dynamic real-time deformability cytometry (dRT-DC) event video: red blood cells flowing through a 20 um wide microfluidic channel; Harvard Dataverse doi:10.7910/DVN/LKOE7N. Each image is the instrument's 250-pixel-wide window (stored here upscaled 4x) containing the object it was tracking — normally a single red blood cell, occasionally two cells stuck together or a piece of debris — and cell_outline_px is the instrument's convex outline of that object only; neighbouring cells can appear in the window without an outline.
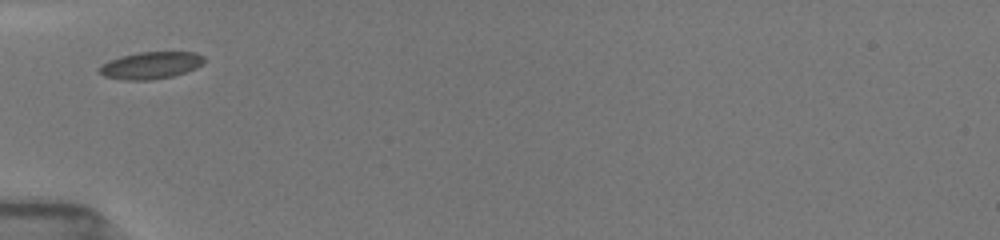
{"species": "common noctule bat (a hibernating species)", "species_latin": "Nyctalus noctula", "temperature_condition": "room temperature", "stored_images_in_passage": 2, "camera_frame_rate_fps": 3000, "um_per_image_px": 0.085, "animal": {"sex": "female", "body_mass_g": 19.5, "forearm_length_mm": 54.1}, "frame": {"image": 1, "passage_image": 1, "time_ms": 0.0, "image_size_px": [1000, 240], "cell_outline_px": [[204, 60], [196, 68], [172, 76], [148, 80], [124, 80], [104, 76], [96, 68], [100, 64], [108, 60], [120, 56], [140, 52], [196, 52], [204, 56]], "centroid_in_image_um": [12.76, 5.55], "position_along_channel_um": 72.2, "area_um2": 16.53}}